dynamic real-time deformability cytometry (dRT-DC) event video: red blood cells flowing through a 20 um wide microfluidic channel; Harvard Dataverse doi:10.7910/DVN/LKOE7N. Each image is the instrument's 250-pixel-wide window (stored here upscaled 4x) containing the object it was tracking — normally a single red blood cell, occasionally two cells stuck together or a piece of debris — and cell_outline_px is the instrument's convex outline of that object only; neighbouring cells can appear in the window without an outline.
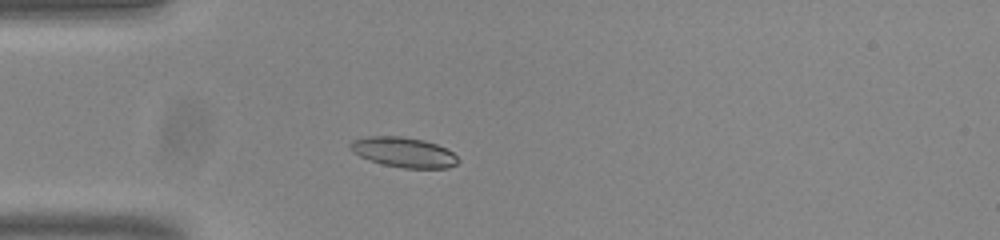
{"species": "common noctule bat (a hibernating species)", "species_latin": "Nyctalus noctula", "temperature_condition": "room temperature", "stored_images_in_passage": 40, "camera_frame_rate_fps": 3000, "um_per_image_px": 0.085, "animal": {"sex": "male", "body_mass_g": 20.0, "forearm_length_mm": 53.3}, "frame": {"image": 1, "passage_image": 1, "time_ms": 0.0, "image_size_px": [1000, 240], "cell_outline_px": [[460, 160], [456, 164], [448, 168], [404, 168], [384, 164], [368, 160], [352, 152], [348, 148], [348, 144], [352, 140], [368, 136], [400, 136], [424, 140], [436, 144], [452, 152]], "centroid_in_image_um": [34.27, 12.94], "position_along_channel_um": 50.7, "area_um2": 18.9}}
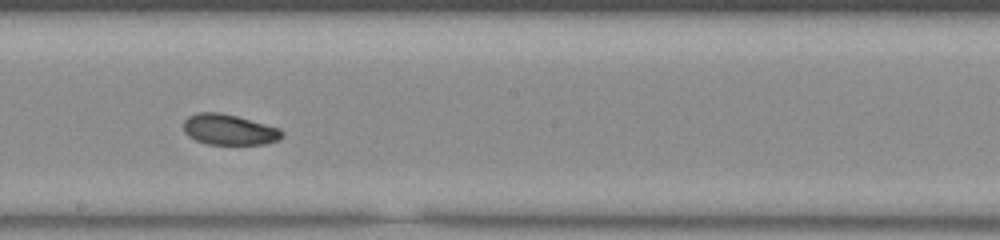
{"frame": {"image": 2, "passage_image": 16, "time_ms": 5.0, "image_size_px": [1000, 240], "cell_outline_px": [[284, 136], [280, 140], [264, 144], [208, 144], [196, 140], [188, 136], [184, 132], [184, 120], [188, 116], [196, 112], [220, 112], [236, 116], [280, 128], [284, 132]], "centroid_in_image_um": [19.48, 11.02], "position_along_channel_um": 228.7, "area_um2": 17.69}}
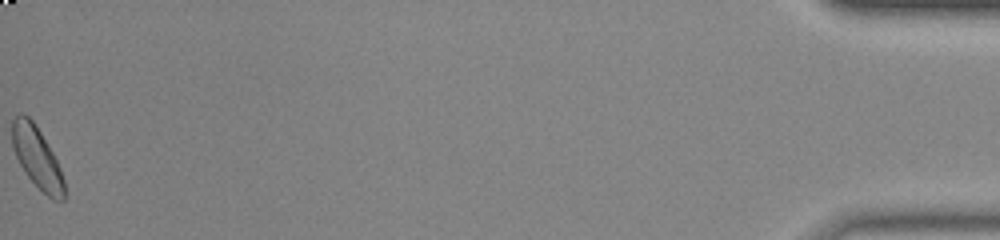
{"frame": {"image": 3, "passage_image": 40, "time_ms": 13.0, "image_size_px": [1000, 240], "cell_outline_px": [[64, 200], [52, 200], [24, 172], [16, 156], [12, 144], [12, 120], [20, 112], [28, 116], [32, 120], [40, 132], [52, 152], [60, 168], [64, 180]], "centroid_in_image_um": [3.13, 13.37], "position_along_channel_um": 432.1, "area_um2": 18.21}, "authors_computed_cell_mechanics": {"area_um2": 17.8602, "velocity_mm_per_s": 3.7987, "shape_relaxation_time_tau1_ms": 1.913, "shape_relaxation_time_tau2_ms": 6.6217, "deformation_change_tau1": 0.1005, "deformation_change_tau2": 0.1375}}